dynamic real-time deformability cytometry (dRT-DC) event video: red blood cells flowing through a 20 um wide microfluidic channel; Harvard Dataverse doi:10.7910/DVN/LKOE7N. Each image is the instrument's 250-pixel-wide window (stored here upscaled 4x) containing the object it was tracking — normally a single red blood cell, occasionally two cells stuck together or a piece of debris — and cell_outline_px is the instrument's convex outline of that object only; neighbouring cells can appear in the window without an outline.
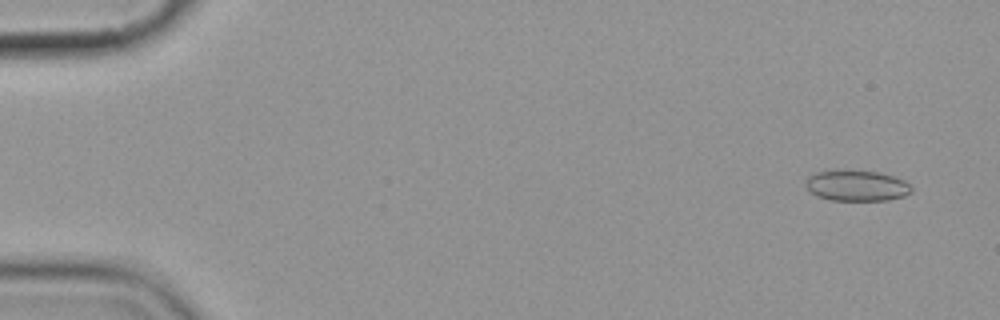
{"species": "common noctule bat (a hibernating species)", "species_latin": "Nyctalus noctula", "temperature_condition": "cold", "stored_images_in_passage": 5, "camera_frame_rate_fps": 3000, "um_per_image_px": 0.085, "animal": {"sex": "female", "body_mass_g": 19.9}, "frame": {"image": 1, "passage_image": 2, "time_ms": 1.0, "image_size_px": [1000, 320], "cell_outline_px": [[912, 192], [904, 196], [888, 200], [832, 200], [816, 196], [804, 184], [804, 180], [808, 176], [816, 172], [836, 168], [848, 168], [880, 172], [904, 180], [912, 188]], "centroid_in_image_um": [72.77, 15.73], "position_along_channel_um": 12.2, "area_um2": 19.59}}
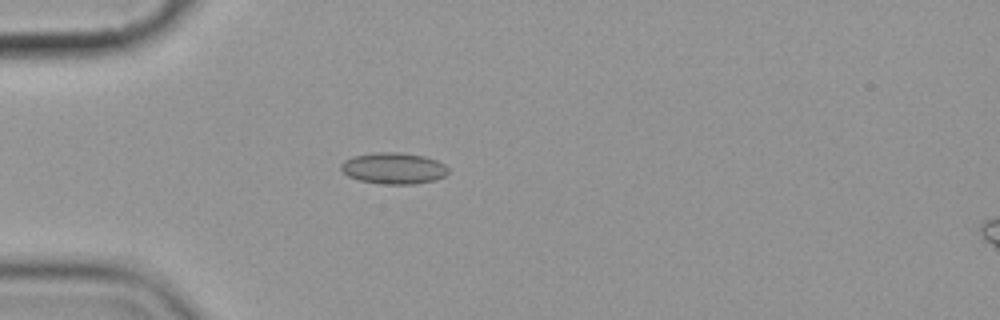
{"frame": {"image": 2, "passage_image": 5, "time_ms": 5.333, "image_size_px": [1000, 320], "cell_outline_px": [[448, 172], [444, 176], [436, 180], [416, 184], [384, 184], [360, 180], [348, 176], [340, 168], [340, 164], [344, 160], [352, 156], [376, 152], [396, 152], [424, 156], [436, 160], [444, 164], [448, 168]], "centroid_in_image_um": [33.45, 14.3], "position_along_channel_um": 51.5, "area_um2": 19.59}}